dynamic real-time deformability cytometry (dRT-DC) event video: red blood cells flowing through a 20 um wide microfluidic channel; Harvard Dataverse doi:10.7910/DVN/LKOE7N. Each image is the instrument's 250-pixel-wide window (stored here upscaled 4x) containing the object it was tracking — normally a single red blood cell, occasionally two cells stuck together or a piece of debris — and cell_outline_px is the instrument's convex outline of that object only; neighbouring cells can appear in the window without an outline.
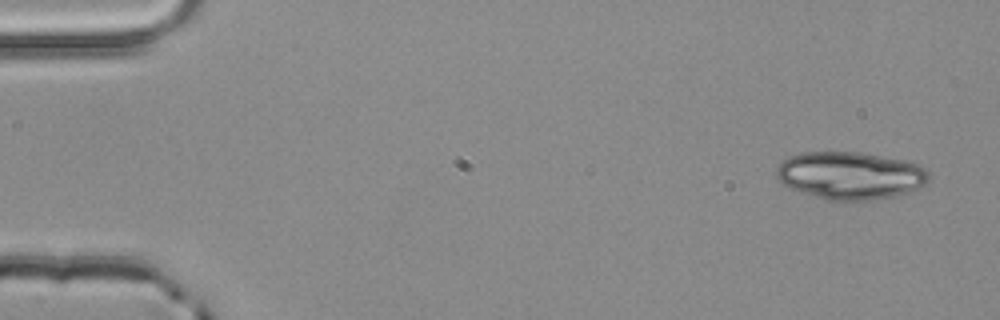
{"species": "common noctule bat (a hibernating species)", "species_latin": "Nyctalus noctula", "temperature_condition": "room temperature", "stored_images_in_passage": 4, "segment_of_instrument_passage": [1, 2], "camera_frame_rate_fps": 3000, "um_per_image_px": 0.085, "animal": {"sex": "male", "body_mass_g": 20.4}, "frame": {"image": 1, "passage_image": 1, "time_ms": 0.0, "image_size_px": [1000, 320], "cell_outline_px": [[928, 180], [924, 184], [912, 192], [896, 196], [872, 200], [824, 200], [800, 192], [784, 184], [776, 176], [776, 164], [788, 156], [800, 152], [860, 152], [904, 160], [920, 164], [928, 172]], "centroid_in_image_um": [72.25, 14.91], "position_along_channel_um": 12.7, "area_um2": 42.66}}